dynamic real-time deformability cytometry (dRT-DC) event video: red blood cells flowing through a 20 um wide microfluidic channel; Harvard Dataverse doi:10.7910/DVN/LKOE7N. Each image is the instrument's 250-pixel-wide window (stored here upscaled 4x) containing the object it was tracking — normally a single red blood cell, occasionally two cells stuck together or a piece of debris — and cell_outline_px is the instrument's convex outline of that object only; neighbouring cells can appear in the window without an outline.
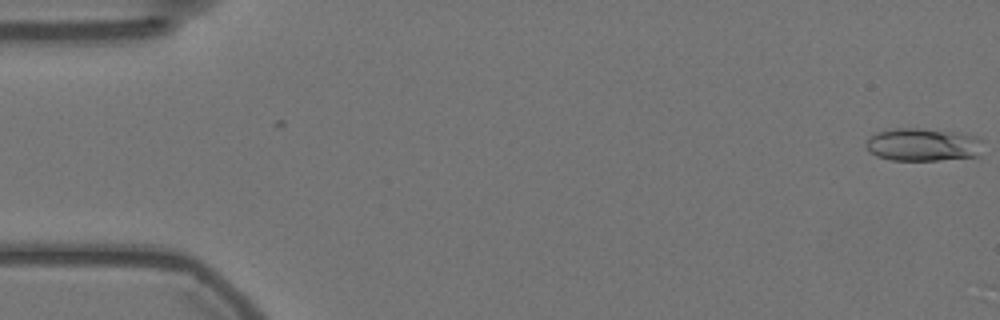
{"species": "Egyptian fruit bat (a non-hibernating species)", "species_latin": "Rousettus aegyptiacus", "temperature_condition": "warm", "stored_images_in_passage": 2, "camera_frame_rate_fps": 3000, "um_per_image_px": 0.085, "animal": {"sex": "female"}, "frame": {"image": 1, "passage_image": 2, "time_ms": 0.333, "image_size_px": [1000, 320], "cell_outline_px": [[984, 140], [980, 156], [940, 160], [892, 160], [876, 156], [868, 152], [864, 144], [876, 132], [892, 128], [920, 128], [960, 132], [980, 136]], "centroid_in_image_um": [78.5, 12.29], "position_along_channel_um": 6.5, "area_um2": 23.06}}